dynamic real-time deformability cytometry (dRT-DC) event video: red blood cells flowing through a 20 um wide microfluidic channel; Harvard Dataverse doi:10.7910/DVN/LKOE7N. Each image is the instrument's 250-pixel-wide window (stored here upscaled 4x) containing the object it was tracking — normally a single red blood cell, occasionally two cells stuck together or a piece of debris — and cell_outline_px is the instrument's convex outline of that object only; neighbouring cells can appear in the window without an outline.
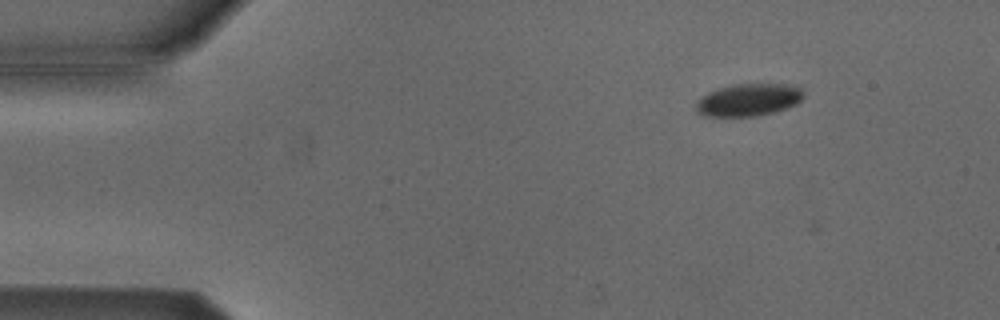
{"species": "Egyptian fruit bat (a non-hibernating species)", "species_latin": "Rousettus aegyptiacus", "temperature_condition": "cold", "stored_images_in_passage": 46, "camera_frame_rate_fps": 3000, "um_per_image_px": 0.085, "animal": {"sex": "male"}, "frame": {"image": 1, "passage_image": 3, "time_ms": 0.667, "image_size_px": [1000, 320], "cell_outline_px": [[800, 100], [796, 104], [772, 112], [756, 116], [704, 116], [696, 112], [696, 104], [708, 92], [720, 88], [736, 84], [784, 84], [800, 88]], "centroid_in_image_um": [63.57, 8.5], "position_along_channel_um": 21.4, "area_um2": 19.71}}
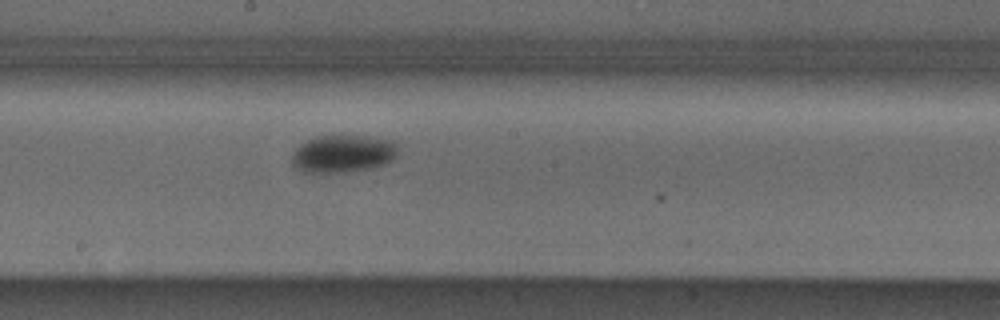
{"frame": {"image": 2, "passage_image": 25, "time_ms": 8.0, "image_size_px": [1000, 320], "cell_outline_px": [[396, 156], [392, 160], [384, 164], [372, 168], [348, 172], [300, 172], [292, 164], [292, 152], [300, 144], [308, 140], [320, 136], [368, 136], [392, 140], [396, 144]], "centroid_in_image_um": [29.13, 13.07], "position_along_channel_um": 219.1, "area_um2": 23.24}}
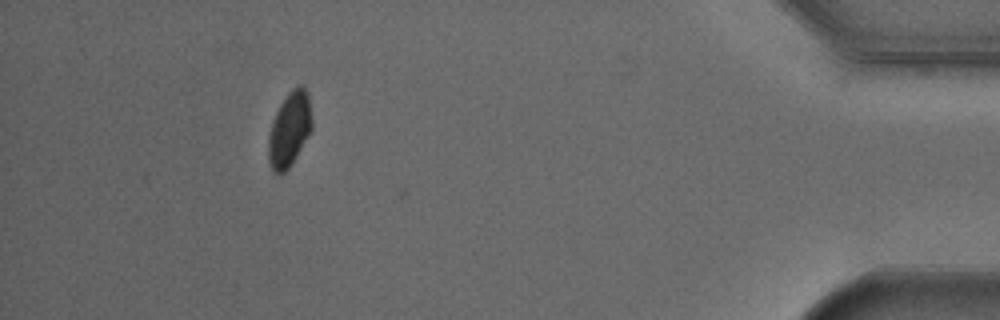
{"frame": {"image": 3, "passage_image": 45, "time_ms": 14.667, "image_size_px": [1000, 320], "cell_outline_px": [[312, 128], [296, 156], [288, 168], [280, 176], [276, 176], [272, 172], [268, 160], [268, 136], [276, 112], [280, 104], [288, 92], [292, 88], [300, 84], [304, 84], [308, 92], [312, 120]], "centroid_in_image_um": [24.59, 10.99], "position_along_channel_um": 410.6, "area_um2": 19.07}, "authors_computed_cell_mechanics": {"area_um2": 21.675, "velocity_mm_per_s": 3.8059, "shape_relaxation_time_tau1_ms": 1.8563, "shape_relaxation_time_tau2_ms": null, "deformation_change_tau1": 0.0631, "deformation_change_tau2": null}}